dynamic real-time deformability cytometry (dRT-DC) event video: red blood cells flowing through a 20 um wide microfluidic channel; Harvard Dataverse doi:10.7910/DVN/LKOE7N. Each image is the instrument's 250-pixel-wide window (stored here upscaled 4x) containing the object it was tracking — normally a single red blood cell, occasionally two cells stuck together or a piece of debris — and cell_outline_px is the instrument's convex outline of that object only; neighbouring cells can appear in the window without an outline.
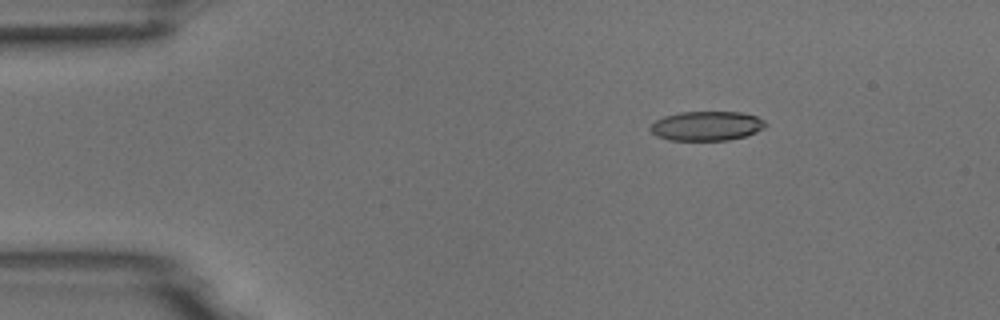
{"species": "common noctule bat (a hibernating species)", "species_latin": "Nyctalus noctula", "temperature_condition": "room temperature", "stored_images_in_passage": 5, "camera_frame_rate_fps": 3000, "um_per_image_px": 0.085, "animal": {"sex": "male", "body_mass_g": 18.8}, "frame": {"image": 1, "passage_image": 3, "time_ms": 2.333, "image_size_px": [1000, 320], "cell_outline_px": [[768, 124], [764, 128], [756, 132], [744, 136], [728, 140], [668, 140], [656, 136], [648, 128], [656, 120], [664, 116], [680, 112], [740, 112], [756, 116], [764, 120]], "centroid_in_image_um": [60.06, 10.7], "position_along_channel_um": 24.9, "area_um2": 19.77}}